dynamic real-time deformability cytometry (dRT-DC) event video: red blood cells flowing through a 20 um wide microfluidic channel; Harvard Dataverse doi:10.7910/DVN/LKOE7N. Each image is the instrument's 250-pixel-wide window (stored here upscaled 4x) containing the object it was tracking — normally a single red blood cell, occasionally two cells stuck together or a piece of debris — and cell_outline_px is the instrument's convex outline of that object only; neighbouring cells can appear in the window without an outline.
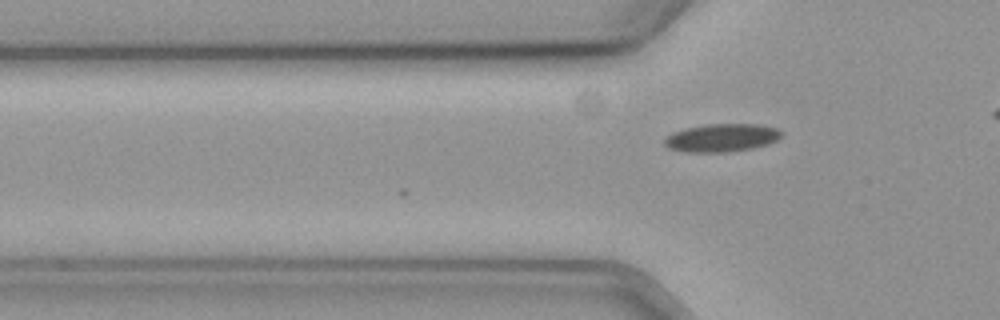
{"species": "common noctule bat (a hibernating species)", "species_latin": "Nyctalus noctula", "temperature_condition": "cold", "stored_images_in_passage": 3, "camera_frame_rate_fps": 3000, "um_per_image_px": 0.085, "animal": {"sex": "female", "body_mass_g": 19.3, "forearm_length_mm": 54.1}, "frame": {"image": 1, "passage_image": 3, "time_ms": 0.667, "image_size_px": [1000, 320], "cell_outline_px": [[784, 132], [776, 140], [768, 144], [752, 148], [728, 152], [684, 152], [668, 148], [664, 144], [664, 140], [672, 132], [684, 128], [708, 124], [760, 124], [780, 128]], "centroid_in_image_um": [61.36, 11.7], "position_along_channel_um": 64.4, "area_um2": 19.31}}